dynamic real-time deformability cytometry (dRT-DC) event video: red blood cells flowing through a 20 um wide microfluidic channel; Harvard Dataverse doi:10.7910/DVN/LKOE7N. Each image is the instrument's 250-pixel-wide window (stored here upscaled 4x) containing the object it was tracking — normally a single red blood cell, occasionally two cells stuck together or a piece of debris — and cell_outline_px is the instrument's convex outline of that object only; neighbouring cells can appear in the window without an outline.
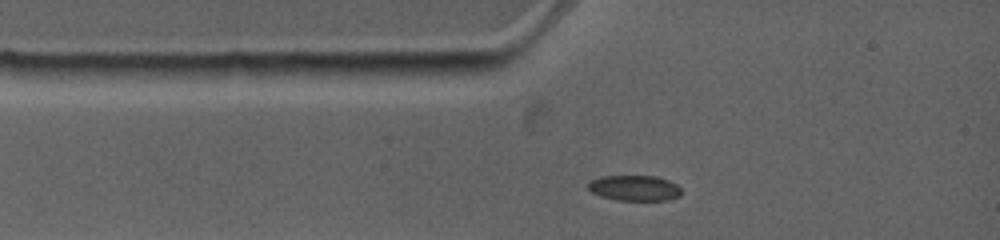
{"species": "common noctule bat (a hibernating species)", "species_latin": "Nyctalus noctula", "temperature_condition": "warm", "stored_images_in_passage": 3, "camera_frame_rate_fps": 4500, "um_per_image_px": 0.085, "animal": {"sex": "female", "body_mass_g": 19.0, "forearm_length_mm": 53.3}, "frame": {"image": 1, "passage_image": 1, "time_ms": 0.0, "image_size_px": [1000, 240], "cell_outline_px": [[680, 196], [668, 200], [616, 200], [600, 196], [592, 192], [588, 188], [588, 184], [592, 180], [600, 176], [656, 176], [668, 180], [676, 184], [680, 188]], "centroid_in_image_um": [53.93, 15.98], "position_along_channel_um": 31.1, "area_um2": 13.81}}
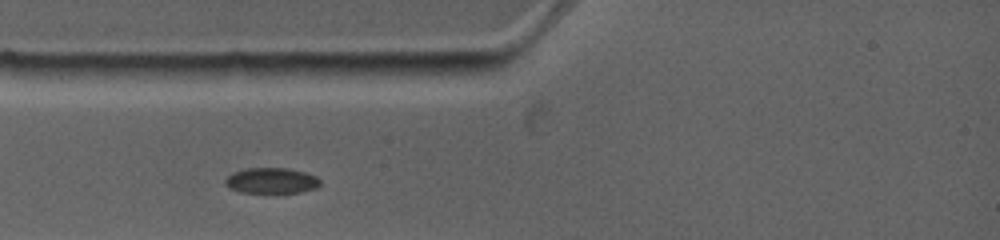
{"frame": {"image": 2, "passage_image": 2, "time_ms": 0.889, "image_size_px": [1000, 240], "cell_outline_px": [[320, 184], [316, 188], [300, 192], [240, 192], [224, 184], [224, 180], [232, 172], [244, 168], [288, 168], [304, 172], [316, 176], [320, 180]], "centroid_in_image_um": [23.06, 15.34], "position_along_channel_um": 61.9, "area_um2": 14.1}}